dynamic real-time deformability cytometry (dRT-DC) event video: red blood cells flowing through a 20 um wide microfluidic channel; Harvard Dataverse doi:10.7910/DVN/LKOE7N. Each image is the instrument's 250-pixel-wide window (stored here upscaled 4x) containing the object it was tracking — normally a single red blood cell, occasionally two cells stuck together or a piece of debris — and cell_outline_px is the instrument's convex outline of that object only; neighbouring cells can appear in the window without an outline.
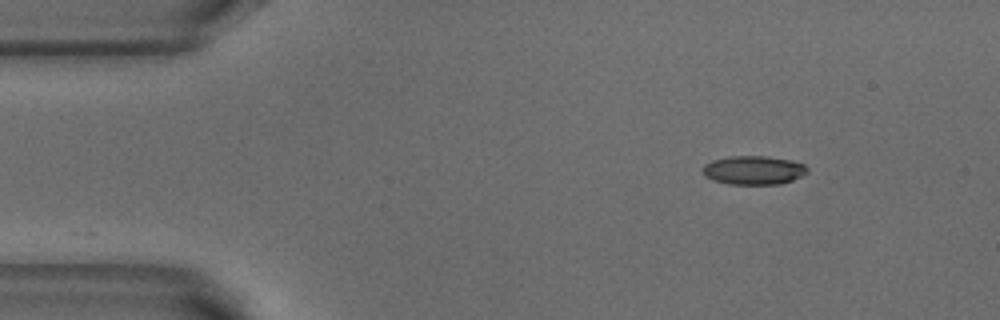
{"species": "common noctule bat (a hibernating species)", "species_latin": "Nyctalus noctula", "temperature_condition": "warm", "stored_images_in_passage": 2, "camera_frame_rate_fps": 3000, "um_per_image_px": 0.085, "animal": {"sex": "male", "body_mass_g": 18.8}, "frame": {"image": 1, "passage_image": 2, "time_ms": 0.333, "image_size_px": [1000, 320], "cell_outline_px": [[808, 172], [792, 180], [780, 184], [728, 184], [712, 180], [704, 176], [704, 164], [712, 160], [728, 156], [764, 156], [792, 160], [804, 164], [808, 168]], "centroid_in_image_um": [64.05, 14.46], "position_along_channel_um": 21.0, "area_um2": 17.57}}